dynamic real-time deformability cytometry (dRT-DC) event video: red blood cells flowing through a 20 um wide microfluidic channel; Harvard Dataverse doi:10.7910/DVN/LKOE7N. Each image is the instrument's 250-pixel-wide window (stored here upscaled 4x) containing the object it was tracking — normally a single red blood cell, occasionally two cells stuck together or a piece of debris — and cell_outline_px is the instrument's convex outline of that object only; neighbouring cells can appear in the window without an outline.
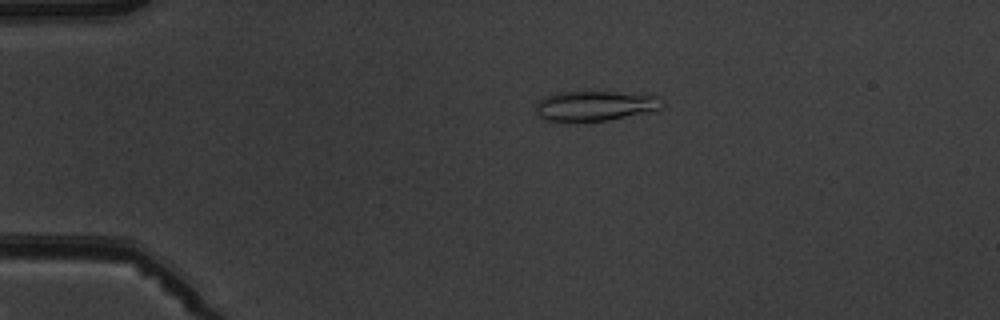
{"species": "common noctule bat (a hibernating species)", "species_latin": "Nyctalus noctula", "temperature_condition": "warm", "stored_images_in_passage": 5, "camera_frame_rate_fps": 3000, "um_per_image_px": 0.085, "animal": {"sex": "male", "body_mass_g": 19.5, "forearm_length_mm": 54.6}, "frame": {"image": 1, "passage_image": 2, "time_ms": 1.333, "image_size_px": [1000, 320], "cell_outline_px": [[664, 108], [656, 112], [608, 120], [576, 124], [556, 124], [540, 120], [536, 116], [536, 104], [544, 96], [556, 92], [592, 88], [656, 92], [660, 96], [664, 104]], "centroid_in_image_um": [50.66, 8.96], "position_along_channel_um": 34.3, "area_um2": 25.66}}
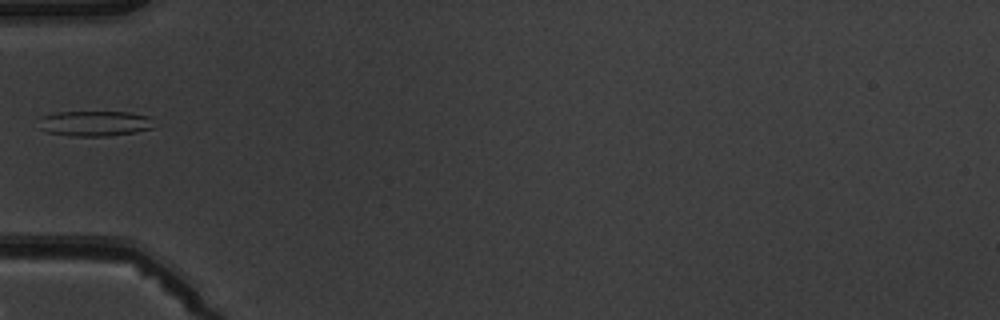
{"frame": {"image": 2, "passage_image": 4, "time_ms": 3.667, "image_size_px": [1000, 320], "cell_outline_px": [[152, 128], [136, 132], [108, 136], [72, 136], [48, 132], [40, 128], [40, 116], [56, 112], [128, 112], [148, 116]], "centroid_in_image_um": [8.0, 10.49], "position_along_channel_um": 77.0, "area_um2": 16.82}}
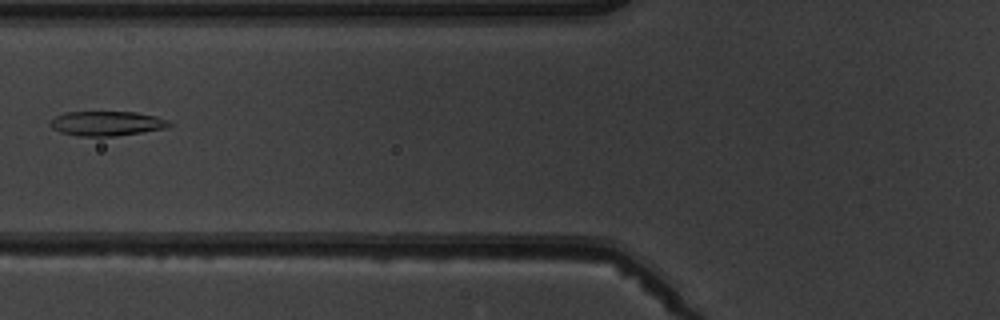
{"frame": {"image": 3, "passage_image": 5, "time_ms": 4.667, "image_size_px": [1000, 320], "cell_outline_px": [[172, 124], [164, 128], [116, 136], [80, 136], [60, 132], [52, 128], [48, 124], [48, 120], [64, 112], [136, 112], [156, 116], [168, 120]], "centroid_in_image_um": [9.01, 10.48], "position_along_channel_um": 116.8, "area_um2": 17.05}}